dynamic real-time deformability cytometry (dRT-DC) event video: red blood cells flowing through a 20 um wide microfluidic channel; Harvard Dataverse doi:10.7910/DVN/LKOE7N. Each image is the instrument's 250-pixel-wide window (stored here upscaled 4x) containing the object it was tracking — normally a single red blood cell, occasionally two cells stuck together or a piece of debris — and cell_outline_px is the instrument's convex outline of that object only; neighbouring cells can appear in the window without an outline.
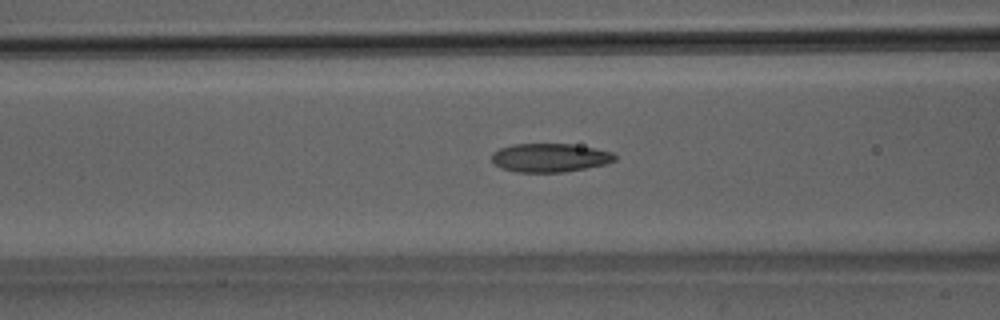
{"species": "Egyptian fruit bat (a non-hibernating species)", "species_latin": "Rousettus aegyptiacus", "temperature_condition": "room temperature", "stored_images_in_passage": 48, "camera_frame_rate_fps": 3000, "um_per_image_px": 0.085, "animal": {"sex": "male"}, "frame": {"image": 1, "passage_image": 19, "time_ms": 6.0, "image_size_px": [1000, 320], "cell_outline_px": [[616, 160], [604, 164], [564, 172], [516, 172], [500, 168], [492, 160], [492, 152], [500, 148], [516, 144], [572, 144], [596, 148], [612, 152], [616, 156]], "centroid_in_image_um": [46.73, 13.4], "position_along_channel_um": 119.9, "area_um2": 20.46}}
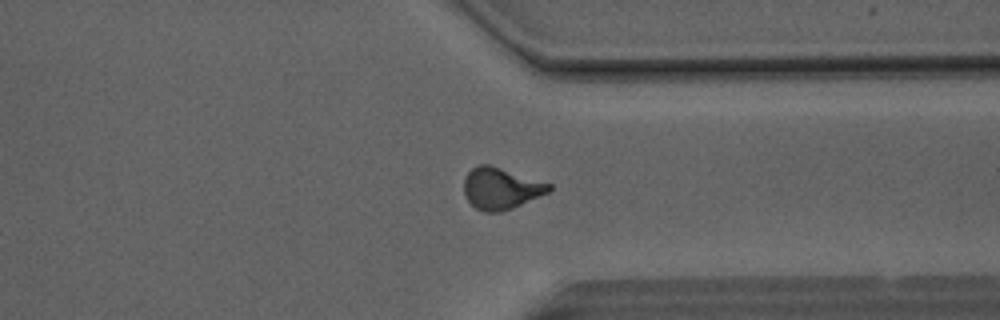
{"frame": {"image": 2, "passage_image": 37, "time_ms": 12.0, "image_size_px": [1000, 320], "cell_outline_px": [[552, 188], [548, 192], [512, 208], [500, 212], [484, 212], [476, 208], [464, 196], [464, 176], [472, 168], [480, 164], [488, 164], [552, 184]], "centroid_in_image_um": [42.54, 16.01], "position_along_channel_um": 368.9, "area_um2": 20.4}}
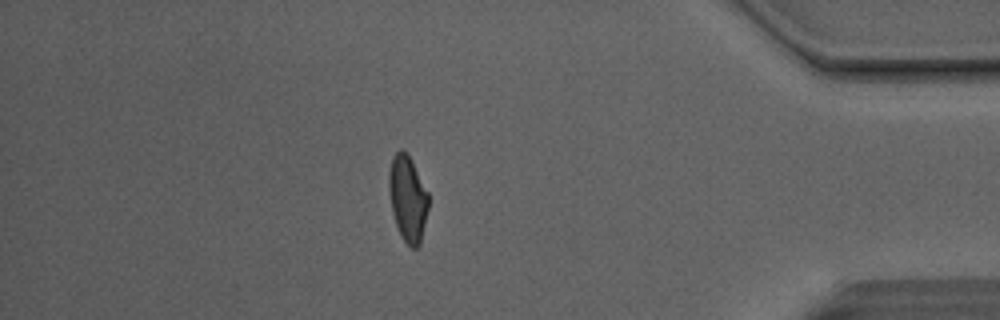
{"frame": {"image": 3, "passage_image": 42, "time_ms": 13.667, "image_size_px": [1000, 320], "cell_outline_px": [[428, 208], [420, 244], [416, 248], [412, 248], [400, 236], [392, 212], [388, 188], [388, 172], [392, 156], [400, 148], [408, 156], [428, 192]], "centroid_in_image_um": [34.63, 16.88], "position_along_channel_um": 400.6, "area_um2": 19.59}, "authors_computed_cell_mechanics": {"area_um2": 20.4323, "velocity_mm_per_s": 4.161, "shape_relaxation_time_tau1_ms": 9.038, "shape_relaxation_time_tau2_ms": 1.7991, "deformation_change_tau1": 0.2333, "deformation_change_tau2": 0.0887}}